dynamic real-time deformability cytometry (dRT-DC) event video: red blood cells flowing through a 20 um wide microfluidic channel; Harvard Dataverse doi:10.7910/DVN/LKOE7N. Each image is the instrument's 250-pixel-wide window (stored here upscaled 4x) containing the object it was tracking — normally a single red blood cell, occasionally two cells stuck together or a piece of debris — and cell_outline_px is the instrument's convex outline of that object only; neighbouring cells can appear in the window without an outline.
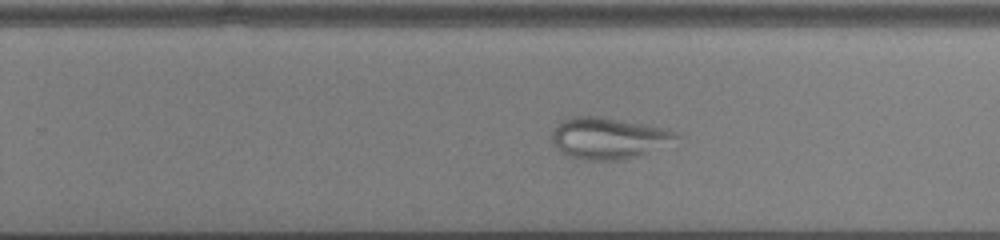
{"species": "common noctule bat (a hibernating species)", "species_latin": "Nyctalus noctula", "temperature_condition": "cold", "stored_images_in_passage": 46, "camera_frame_rate_fps": 3000, "um_per_image_px": 0.085, "animal": {"sex": "male", "body_mass_g": 13.0, "forearm_length_mm": 53.1}, "frame": {"image": 1, "passage_image": 27, "time_ms": 8.667, "image_size_px": [1000, 240], "cell_outline_px": [[680, 136], [644, 152], [620, 160], [584, 160], [568, 156], [560, 152], [556, 148], [552, 140], [552, 128], [564, 120], [572, 116], [600, 116], [648, 124], [668, 128], [676, 132]], "centroid_in_image_um": [51.61, 11.71], "position_along_channel_um": 278.2, "area_um2": 29.54}}